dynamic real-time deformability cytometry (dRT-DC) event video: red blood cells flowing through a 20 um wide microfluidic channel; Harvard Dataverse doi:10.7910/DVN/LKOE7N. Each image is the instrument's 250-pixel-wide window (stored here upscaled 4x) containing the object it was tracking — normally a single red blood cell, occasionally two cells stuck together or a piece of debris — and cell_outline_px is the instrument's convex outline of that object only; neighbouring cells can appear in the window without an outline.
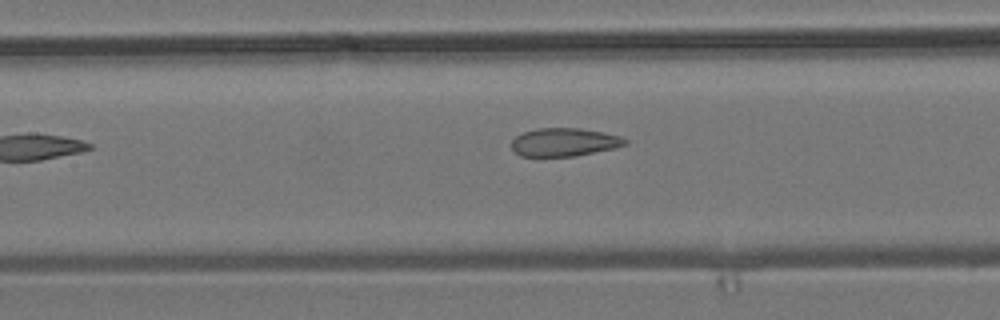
{"species": "common noctule bat (a hibernating species)", "species_latin": "Nyctalus noctula", "temperature_condition": "room temperature", "stored_images_in_passage": 6, "camera_frame_rate_fps": 3000, "um_per_image_px": 0.085, "animal": {"sex": "male", "body_mass_g": 19.2, "forearm_length_mm": 51.8}, "frame": {"image": 1, "passage_image": 6, "time_ms": 1.667, "image_size_px": [1000, 320], "cell_outline_px": [[628, 144], [616, 148], [576, 156], [520, 156], [512, 148], [512, 140], [516, 136], [524, 132], [536, 128], [580, 128], [620, 136], [628, 140]], "centroid_in_image_um": [47.98, 12.09], "position_along_channel_um": 159.4, "area_um2": 18.67}}